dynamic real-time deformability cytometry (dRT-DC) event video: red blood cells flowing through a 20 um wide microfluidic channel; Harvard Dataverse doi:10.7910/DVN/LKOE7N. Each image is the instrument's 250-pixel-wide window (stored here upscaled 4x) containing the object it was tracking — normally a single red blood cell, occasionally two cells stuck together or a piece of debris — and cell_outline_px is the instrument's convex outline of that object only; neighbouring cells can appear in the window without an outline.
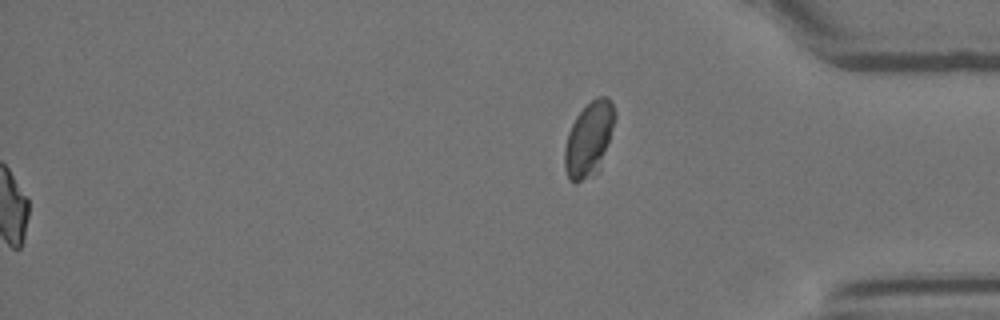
{"species": "Egyptian fruit bat (a non-hibernating species)", "species_latin": "Rousettus aegyptiacus", "temperature_condition": "room temperature", "stored_images_in_passage": 58, "segment_of_instrument_passage": [2, 2], "camera_frame_rate_fps": 3000, "um_per_image_px": 0.085, "animal": {"sex": "female"}, "frame": {"image": 1, "passage_image": 58, "time_ms": 19.0, "image_size_px": [1000, 320], "cell_outline_px": [[616, 116], [600, 172], [576, 184], [568, 180], [564, 168], [564, 148], [568, 132], [576, 116], [596, 96], [608, 96], [612, 100], [616, 112]], "centroid_in_image_um": [50.07, 11.86], "position_along_channel_um": 385.1, "area_um2": 22.31}}